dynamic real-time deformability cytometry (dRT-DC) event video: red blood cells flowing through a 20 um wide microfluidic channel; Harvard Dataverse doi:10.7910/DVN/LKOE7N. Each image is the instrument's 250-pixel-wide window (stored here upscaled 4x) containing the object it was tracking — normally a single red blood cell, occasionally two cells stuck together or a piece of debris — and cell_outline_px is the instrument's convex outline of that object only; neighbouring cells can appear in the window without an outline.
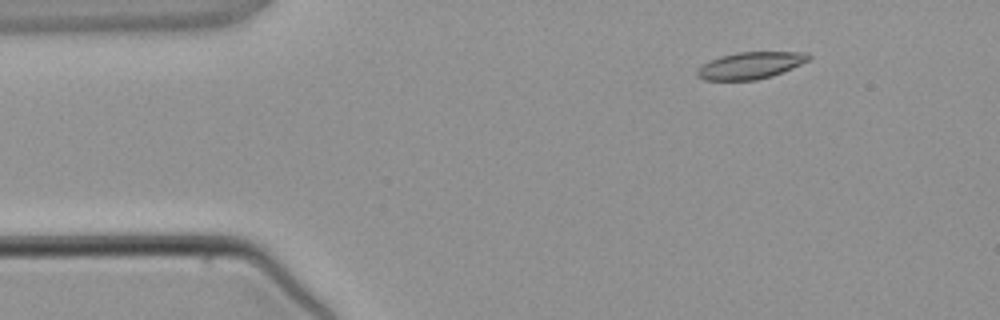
{"species": "common noctule bat (a hibernating species)", "species_latin": "Nyctalus noctula", "temperature_condition": "warm", "stored_images_in_passage": 3, "camera_frame_rate_fps": 3000, "um_per_image_px": 0.085, "animal": {"sex": "male", "body_mass_g": 21.5, "forearm_length_mm": 52.0}, "frame": {"image": 1, "passage_image": 2, "time_ms": 1.333, "image_size_px": [1000, 320], "cell_outline_px": [[812, 56], [808, 60], [792, 68], [772, 76], [756, 80], [704, 80], [696, 76], [696, 72], [708, 60], [720, 56], [736, 52], [808, 52]], "centroid_in_image_um": [63.78, 5.56], "position_along_channel_um": 21.2, "area_um2": 17.46}}